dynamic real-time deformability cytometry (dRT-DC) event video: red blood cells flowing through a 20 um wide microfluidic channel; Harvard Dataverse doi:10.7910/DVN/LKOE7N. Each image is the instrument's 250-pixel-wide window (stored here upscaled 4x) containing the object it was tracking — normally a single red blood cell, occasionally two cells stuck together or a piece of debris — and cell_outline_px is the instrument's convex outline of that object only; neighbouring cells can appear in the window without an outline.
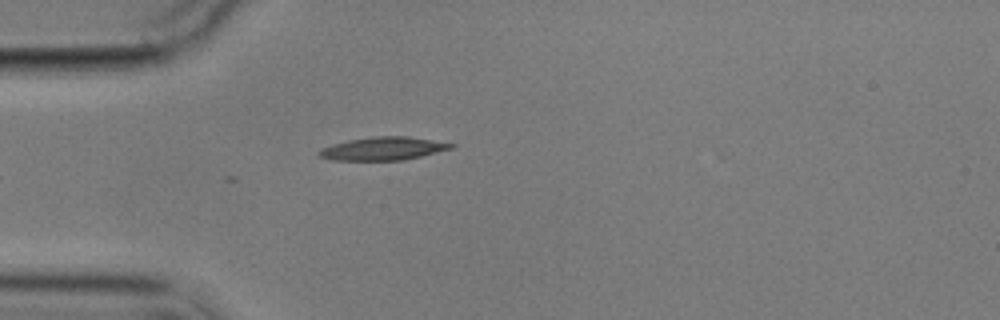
{"species": "common noctule bat (a hibernating species)", "species_latin": "Nyctalus noctula", "temperature_condition": "cold", "stored_images_in_passage": 6, "camera_frame_rate_fps": 3000, "um_per_image_px": 0.085, "animal": {"sex": "male", "body_mass_g": 17.9}, "frame": {"image": 1, "passage_image": 6, "time_ms": 6.0, "image_size_px": [1000, 320], "cell_outline_px": [[456, 144], [452, 148], [404, 160], [332, 160], [320, 156], [316, 152], [332, 144], [348, 140], [372, 136], [408, 136]], "centroid_in_image_um": [32.55, 12.62], "position_along_channel_um": 52.4, "area_um2": 17.63}}